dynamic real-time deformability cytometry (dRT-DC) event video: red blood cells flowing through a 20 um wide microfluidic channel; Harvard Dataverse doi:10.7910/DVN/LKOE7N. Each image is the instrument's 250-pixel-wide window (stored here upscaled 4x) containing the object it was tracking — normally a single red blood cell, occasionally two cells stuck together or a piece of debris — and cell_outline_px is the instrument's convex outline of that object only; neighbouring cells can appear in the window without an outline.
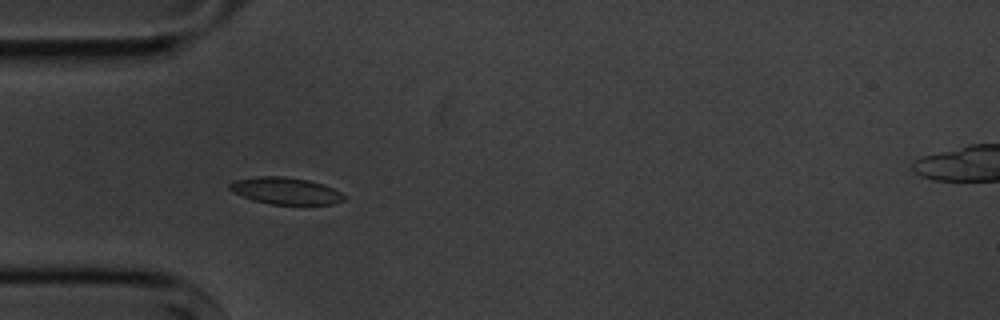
{"species": "common noctule bat (a hibernating species)", "species_latin": "Nyctalus noctula", "temperature_condition": "cold", "stored_images_in_passage": 12, "camera_frame_rate_fps": 3000, "um_per_image_px": 0.085, "animal": {"sex": "male", "body_mass_g": 20.1, "forearm_length_mm": 53.5}, "frame": {"image": 1, "passage_image": 4, "time_ms": 4.333, "image_size_px": [1000, 320], "cell_outline_px": [[344, 200], [332, 204], [272, 204], [252, 200], [232, 192], [228, 188], [228, 184], [236, 180], [260, 176], [280, 176], [308, 180], [332, 188], [340, 192], [344, 196]], "centroid_in_image_um": [24.23, 16.22], "position_along_channel_um": 60.8, "area_um2": 17.63}}
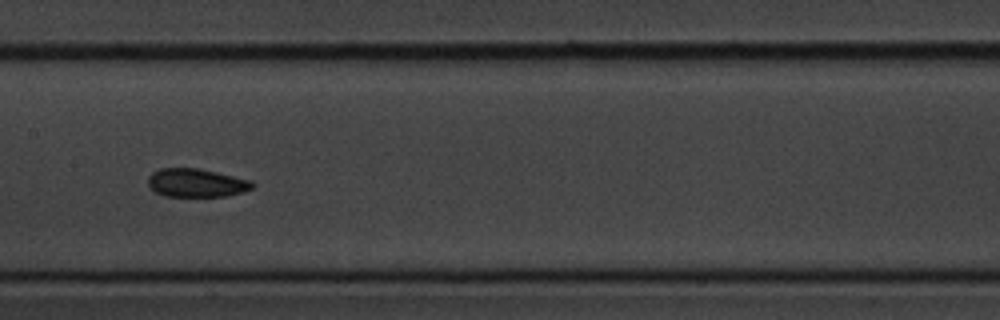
{"frame": {"image": 2, "passage_image": 7, "time_ms": 8.0, "image_size_px": [1000, 320], "cell_outline_px": [[256, 184], [252, 188], [244, 192], [228, 196], [164, 196], [156, 192], [148, 184], [148, 176], [152, 172], [160, 168], [200, 168], [252, 180]], "centroid_in_image_um": [16.72, 15.54], "position_along_channel_um": 190.7, "area_um2": 17.46}}
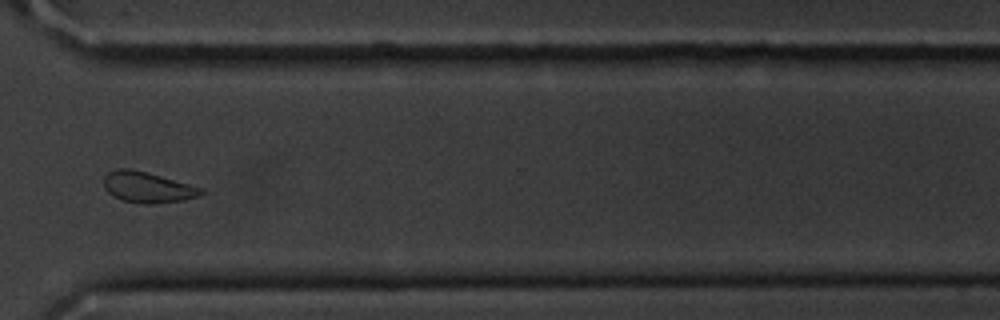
{"frame": {"image": 3, "passage_image": 11, "time_ms": 12.667, "image_size_px": [1000, 320], "cell_outline_px": [[204, 192], [200, 196], [184, 200], [152, 204], [144, 204], [124, 200], [108, 192], [104, 188], [104, 176], [108, 172], [116, 168], [128, 168], [160, 176], [204, 188]], "centroid_in_image_um": [12.56, 15.92], "position_along_channel_um": 358.0, "area_um2": 17.28}, "authors_computed_cell_mechanics": {"area_um2": 17.7735, "velocity_mm_per_s": 3.596, "shape_relaxation_time_tau1_ms": 3.4367, "shape_relaxation_time_tau2_ms": null, "deformation_change_tau1": 0.062, "deformation_change_tau2": null}}